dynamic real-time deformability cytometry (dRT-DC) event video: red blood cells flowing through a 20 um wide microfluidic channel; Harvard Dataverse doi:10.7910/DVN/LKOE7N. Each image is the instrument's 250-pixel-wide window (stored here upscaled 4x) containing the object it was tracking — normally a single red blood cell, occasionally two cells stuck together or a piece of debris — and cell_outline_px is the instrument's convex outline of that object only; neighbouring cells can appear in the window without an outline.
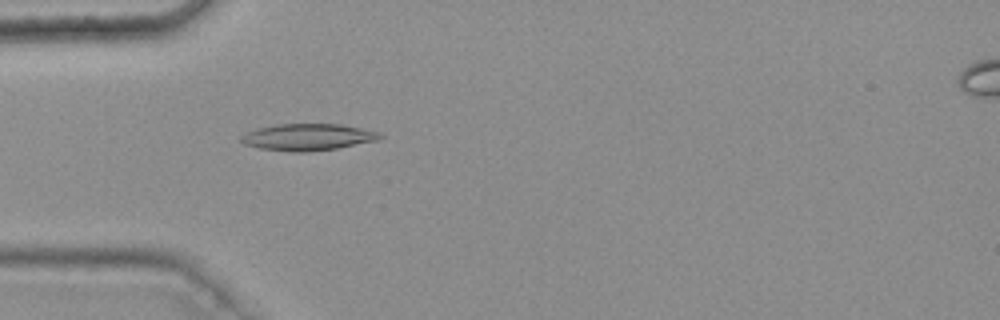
{"species": "common noctule bat (a hibernating species)", "species_latin": "Nyctalus noctula", "temperature_condition": "warm", "stored_images_in_passage": 48, "camera_frame_rate_fps": 3000, "um_per_image_px": 0.085, "animal": {"sex": "female", "body_mass_g": 25.1}, "frame": {"image": 1, "passage_image": 16, "time_ms": 5.0, "image_size_px": [1000, 320], "cell_outline_px": [[384, 136], [380, 140], [336, 148], [308, 152], [292, 152], [260, 148], [244, 144], [240, 140], [240, 136], [256, 128], [276, 124], [340, 124], [380, 132]], "centroid_in_image_um": [26.18, 11.65], "position_along_channel_um": 58.8, "area_um2": 21.68}}
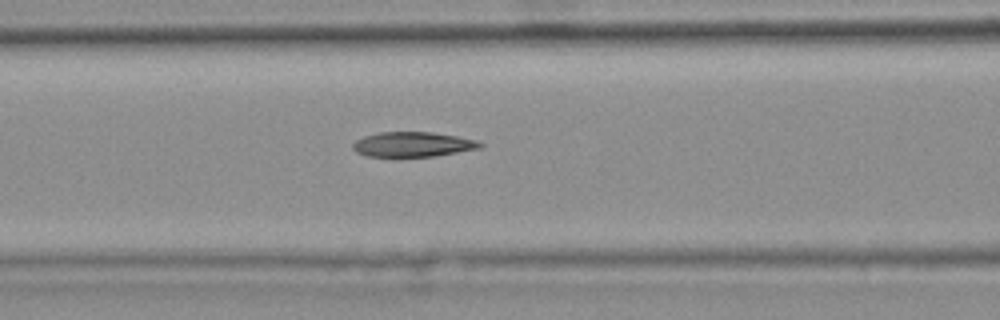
{"frame": {"image": 2, "passage_image": 22, "time_ms": 7.0, "image_size_px": [1000, 320], "cell_outline_px": [[484, 144], [480, 148], [432, 156], [364, 156], [356, 152], [352, 148], [352, 144], [356, 140], [364, 136], [380, 132], [432, 132], [456, 136], [476, 140]], "centroid_in_image_um": [35.05, 12.26], "position_along_channel_um": 131.6, "area_um2": 18.26}}
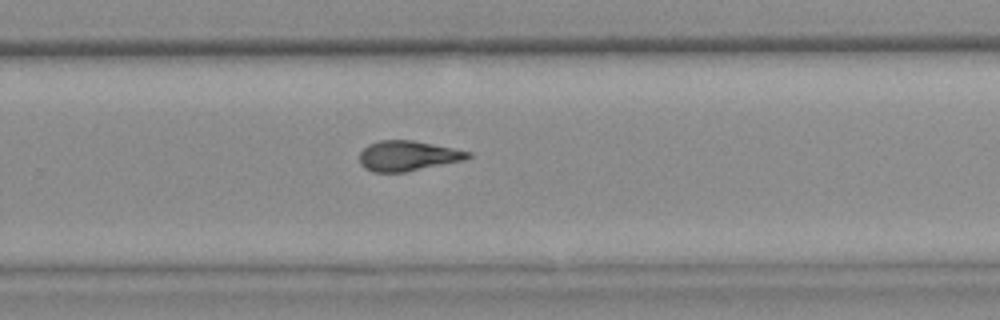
{"frame": {"image": 3, "passage_image": 35, "time_ms": 11.333, "image_size_px": [1000, 320], "cell_outline_px": [[472, 156], [464, 160], [404, 172], [372, 172], [364, 168], [360, 164], [360, 152], [368, 144], [380, 140], [412, 140], [472, 152]], "centroid_in_image_um": [34.64, 13.25], "position_along_channel_um": 295.2, "area_um2": 18.96}, "authors_computed_cell_mechanics": {"area_um2": 19.7098, "velocity_mm_per_s": 3.7865, "shape_relaxation_time_tau1_ms": null, "shape_relaxation_time_tau2_ms": 2.7043, "deformation_change_tau1": null, "deformation_change_tau2": 0.1042}}